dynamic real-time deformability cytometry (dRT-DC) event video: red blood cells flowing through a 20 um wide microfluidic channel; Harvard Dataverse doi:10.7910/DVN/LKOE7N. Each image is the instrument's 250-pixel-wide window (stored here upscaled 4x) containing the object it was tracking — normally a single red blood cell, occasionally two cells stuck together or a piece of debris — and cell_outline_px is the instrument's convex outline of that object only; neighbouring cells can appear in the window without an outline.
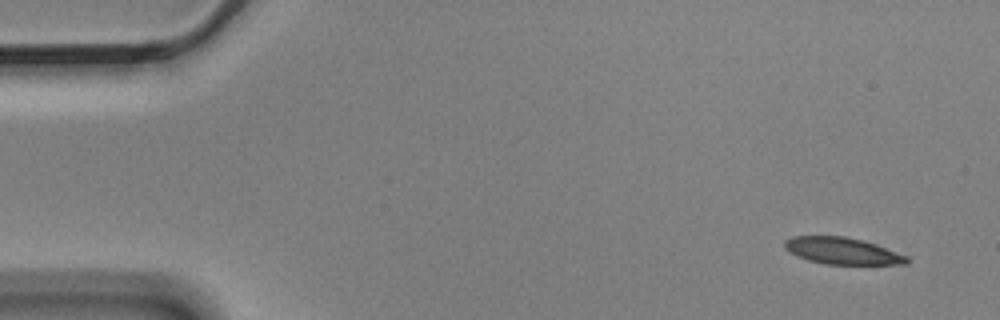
{"species": "Egyptian fruit bat (a non-hibernating species)", "species_latin": "Rousettus aegyptiacus", "temperature_condition": "cold", "stored_images_in_passage": 5, "camera_frame_rate_fps": 3000, "um_per_image_px": 0.085, "animal": {"sex": "male"}, "frame": {"image": 1, "passage_image": 1, "time_ms": 0.0, "image_size_px": [1000, 320], "cell_outline_px": [[908, 260], [904, 264], [824, 264], [808, 260], [796, 256], [788, 252], [784, 248], [784, 240], [792, 236], [844, 236], [876, 244], [908, 256]], "centroid_in_image_um": [71.53, 21.32], "position_along_channel_um": 13.5, "area_um2": 19.02}}
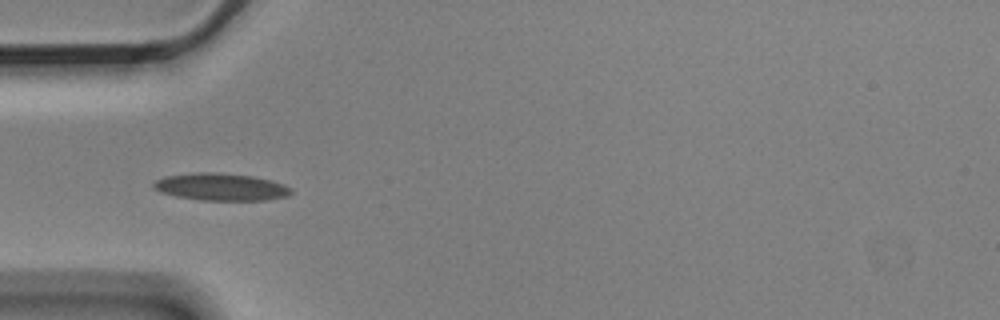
{"frame": {"image": 2, "passage_image": 5, "time_ms": 1.333, "image_size_px": [1000, 320], "cell_outline_px": [[292, 192], [288, 196], [264, 200], [200, 200], [176, 196], [160, 192], [152, 188], [152, 184], [156, 180], [164, 176], [196, 172], [216, 172], [252, 176], [272, 180], [284, 184], [292, 188]], "centroid_in_image_um": [18.77, 15.88], "position_along_channel_um": 66.2, "area_um2": 22.02}}